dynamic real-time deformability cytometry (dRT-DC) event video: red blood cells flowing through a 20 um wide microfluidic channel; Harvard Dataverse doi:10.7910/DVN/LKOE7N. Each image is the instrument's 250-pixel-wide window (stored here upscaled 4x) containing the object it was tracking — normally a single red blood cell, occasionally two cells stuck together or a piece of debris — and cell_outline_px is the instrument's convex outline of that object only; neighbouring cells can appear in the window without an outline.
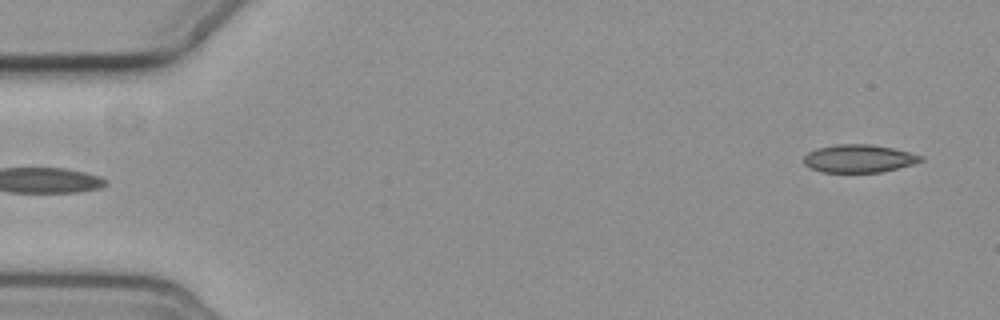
{"species": "common noctule bat (a hibernating species)", "species_latin": "Nyctalus noctula", "temperature_condition": "cold", "stored_images_in_passage": 4, "camera_frame_rate_fps": 3000, "um_per_image_px": 0.085, "animal": {"sex": "female", "body_mass_g": 19.3, "forearm_length_mm": 54.1}, "frame": {"image": 1, "passage_image": 4, "time_ms": 3.333, "image_size_px": [1000, 320], "cell_outline_px": [[924, 160], [912, 164], [880, 172], [820, 172], [808, 168], [804, 164], [804, 156], [808, 152], [816, 148], [836, 144], [868, 144], [892, 148], [924, 156]], "centroid_in_image_um": [72.95, 13.47], "position_along_channel_um": 12.0, "area_um2": 19.02}}